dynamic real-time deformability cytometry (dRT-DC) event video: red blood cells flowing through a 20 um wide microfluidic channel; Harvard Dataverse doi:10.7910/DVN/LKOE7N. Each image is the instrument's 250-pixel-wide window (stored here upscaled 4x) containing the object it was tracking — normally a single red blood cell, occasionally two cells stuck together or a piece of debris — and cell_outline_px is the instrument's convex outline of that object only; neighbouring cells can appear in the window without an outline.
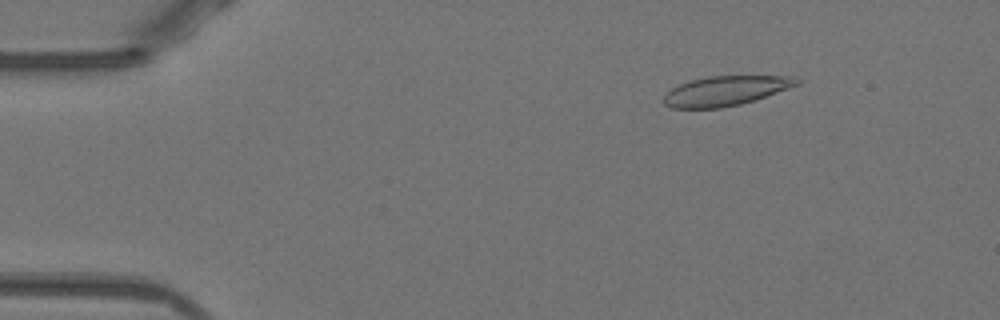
{"species": "Egyptian fruit bat (a non-hibernating species)", "species_latin": "Rousettus aegyptiacus", "temperature_condition": "warm", "stored_images_in_passage": 51, "camera_frame_rate_fps": 3000, "um_per_image_px": 0.085, "animal": {"sex": "female"}, "frame": {"image": 1, "passage_image": 7, "time_ms": 2.0, "image_size_px": [1000, 320], "cell_outline_px": [[800, 84], [756, 100], [740, 104], [720, 108], [672, 108], [664, 104], [664, 96], [672, 88], [680, 84], [692, 80], [708, 76], [796, 76], [800, 80]], "centroid_in_image_um": [61.71, 7.72], "position_along_channel_um": 23.3, "area_um2": 22.95}}
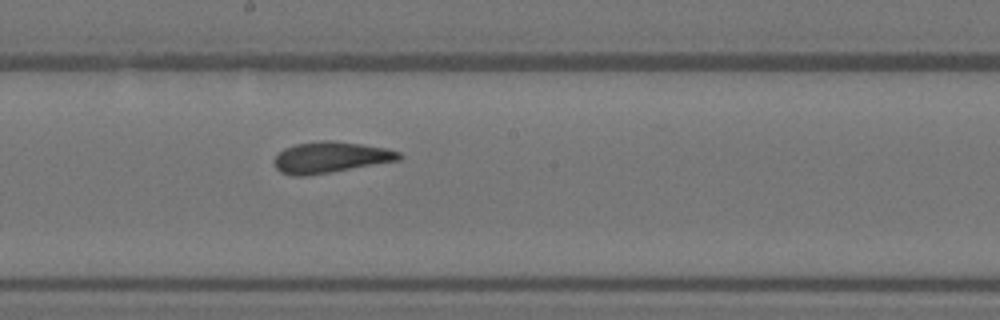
{"frame": {"image": 2, "passage_image": 28, "time_ms": 9.0, "image_size_px": [1000, 320], "cell_outline_px": [[404, 156], [400, 160], [308, 176], [292, 176], [280, 172], [272, 164], [272, 160], [284, 148], [296, 144], [320, 140], [332, 140], [388, 148], [400, 152]], "centroid_in_image_um": [28.08, 13.38], "position_along_channel_um": 220.1, "area_um2": 22.89}}
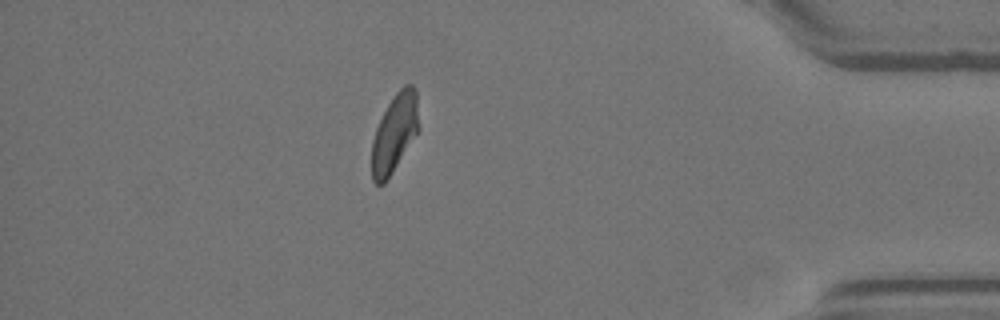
{"frame": {"image": 3, "passage_image": 45, "time_ms": 14.667, "image_size_px": [1000, 320], "cell_outline_px": [[420, 128], [392, 172], [384, 184], [376, 184], [372, 180], [372, 140], [376, 128], [388, 104], [396, 92], [404, 84], [412, 84], [416, 92]], "centroid_in_image_um": [33.54, 11.29], "position_along_channel_um": 401.7, "area_um2": 21.27}, "authors_computed_cell_mechanics": {"area_um2": 22.7732, "velocity_mm_per_s": 3.9278, "shape_relaxation_time_tau1_ms": null, "shape_relaxation_time_tau2_ms": 2.0311, "deformation_change_tau1": null, "deformation_change_tau2": 0.0709}}